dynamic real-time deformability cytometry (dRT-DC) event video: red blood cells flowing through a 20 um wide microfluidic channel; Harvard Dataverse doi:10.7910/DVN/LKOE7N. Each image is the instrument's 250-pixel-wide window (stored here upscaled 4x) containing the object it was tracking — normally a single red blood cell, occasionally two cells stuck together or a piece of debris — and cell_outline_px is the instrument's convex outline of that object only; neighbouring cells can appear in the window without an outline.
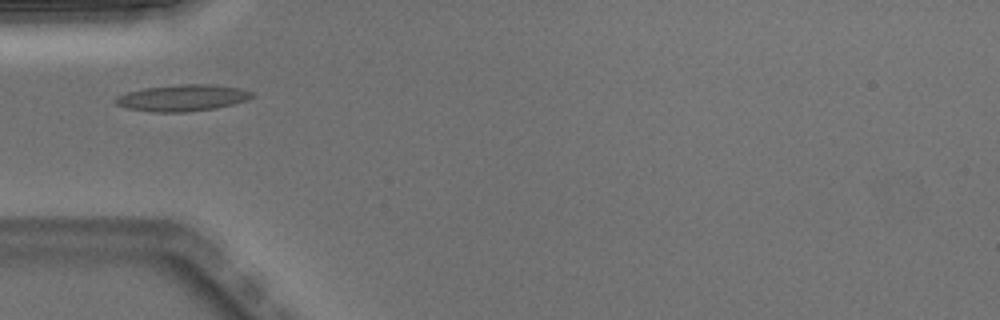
{"species": "Egyptian fruit bat (a non-hibernating species)", "species_latin": "Rousettus aegyptiacus", "temperature_condition": "warm", "stored_images_in_passage": 1, "camera_frame_rate_fps": 3000, "um_per_image_px": 0.085, "animal": {"sex": "male"}, "frame": {"image": 1, "passage_image": 1, "time_ms": 0.0, "image_size_px": [1000, 320], "cell_outline_px": [[252, 96], [248, 100], [216, 108], [188, 112], [152, 112], [128, 108], [116, 104], [112, 100], [116, 96], [128, 92], [144, 88], [180, 84], [212, 84], [240, 88], [252, 92]], "centroid_in_image_um": [15.49, 8.32], "position_along_channel_um": 69.5, "area_um2": 21.1}}